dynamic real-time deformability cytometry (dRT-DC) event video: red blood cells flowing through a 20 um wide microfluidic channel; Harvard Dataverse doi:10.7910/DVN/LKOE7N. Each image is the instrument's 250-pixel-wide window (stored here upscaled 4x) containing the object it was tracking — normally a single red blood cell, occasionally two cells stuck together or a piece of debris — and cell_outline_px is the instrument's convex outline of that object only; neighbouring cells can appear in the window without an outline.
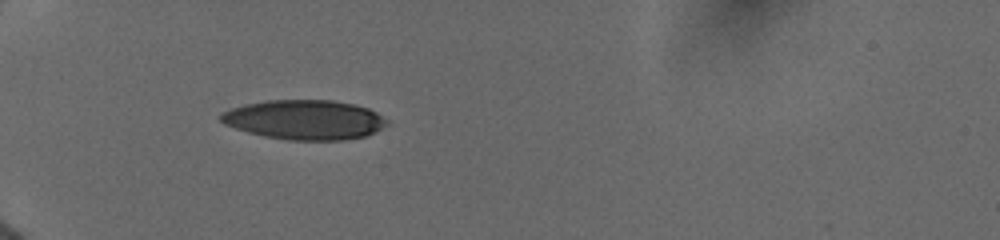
{"species": "human", "species_latin": "Homo sapiens", "temperature_condition": "cold", "stored_images_in_passage": 19, "camera_frame_rate_fps": 3000, "um_per_image_px": 0.085, "donor": {"sex": "female"}, "frame": {"image": 1, "passage_image": 4, "time_ms": 1.333, "image_size_px": [1000, 240], "cell_outline_px": [[392, 124], [364, 136], [340, 140], [288, 140], [264, 136], [248, 132], [224, 124], [220, 120], [220, 112], [244, 104], [268, 100], [332, 100], [356, 104], [368, 108], [376, 112], [388, 120]], "centroid_in_image_um": [25.91, 10.17], "position_along_channel_um": 59.1, "area_um2": 38.49}}
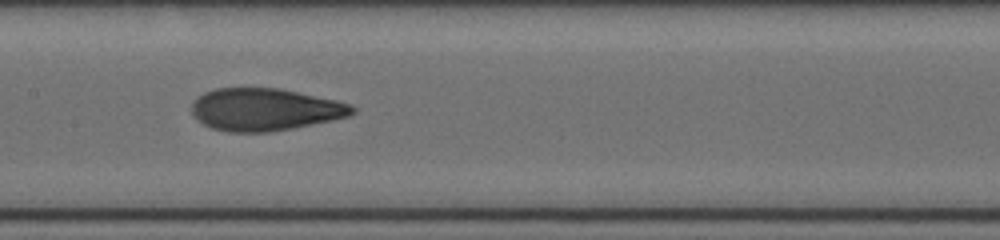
{"frame": {"image": 2, "passage_image": 13, "time_ms": 5.0, "image_size_px": [1000, 240], "cell_outline_px": [[356, 112], [348, 116], [332, 120], [292, 128], [268, 132], [228, 132], [212, 128], [196, 120], [192, 112], [192, 104], [196, 96], [204, 92], [216, 88], [280, 88], [336, 100], [352, 104], [356, 108]], "centroid_in_image_um": [22.5, 9.3], "position_along_channel_um": 184.9, "area_um2": 39.77}}
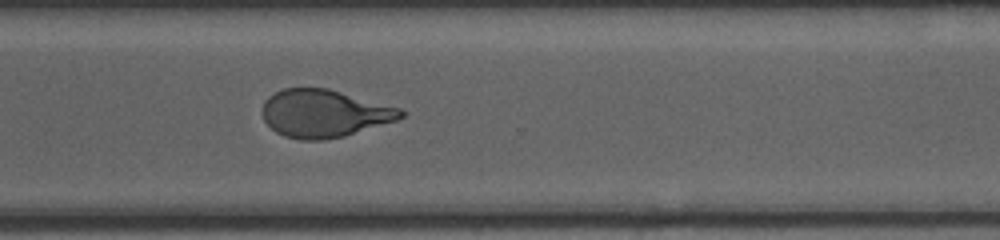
{"frame": {"image": 3, "passage_image": 19, "time_ms": 9.0, "image_size_px": [1000, 240], "cell_outline_px": [[404, 116], [396, 120], [344, 136], [320, 140], [300, 140], [284, 136], [276, 132], [264, 120], [260, 112], [264, 100], [268, 96], [284, 88], [328, 88], [400, 108], [404, 112]], "centroid_in_image_um": [27.5, 9.64], "position_along_channel_um": 343.1, "area_um2": 38.38}}